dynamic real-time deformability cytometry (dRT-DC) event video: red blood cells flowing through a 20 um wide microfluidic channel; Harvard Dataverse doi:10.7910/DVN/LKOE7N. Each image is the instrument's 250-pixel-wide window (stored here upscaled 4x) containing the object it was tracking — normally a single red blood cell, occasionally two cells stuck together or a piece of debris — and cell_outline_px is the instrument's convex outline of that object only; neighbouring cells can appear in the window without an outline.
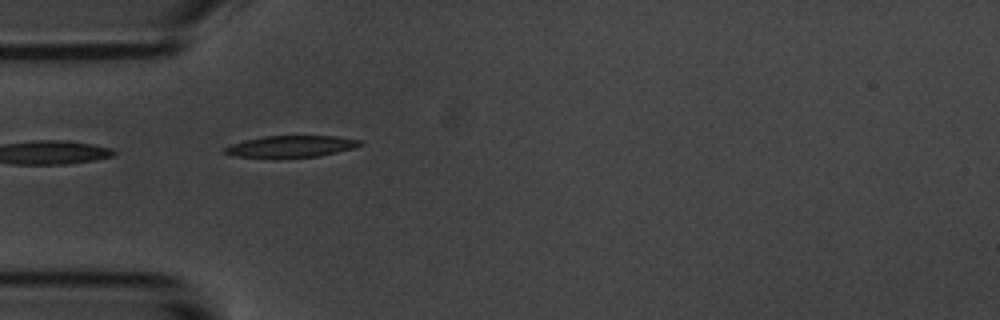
{"species": "common noctule bat (a hibernating species)", "species_latin": "Nyctalus noctula", "temperature_condition": "room temperature", "stored_images_in_passage": 4, "camera_frame_rate_fps": 3000, "um_per_image_px": 0.085, "animal": {"sex": "male", "body_mass_g": 20.1, "forearm_length_mm": 53.5}, "frame": {"image": 1, "passage_image": 2, "time_ms": 1.333, "image_size_px": [1000, 320], "cell_outline_px": [[364, 144], [352, 148], [320, 156], [272, 160], [236, 156], [224, 152], [220, 148], [244, 140], [264, 136], [336, 136], [360, 140]], "centroid_in_image_um": [24.65, 12.48], "position_along_channel_um": 60.3, "area_um2": 17.69}}
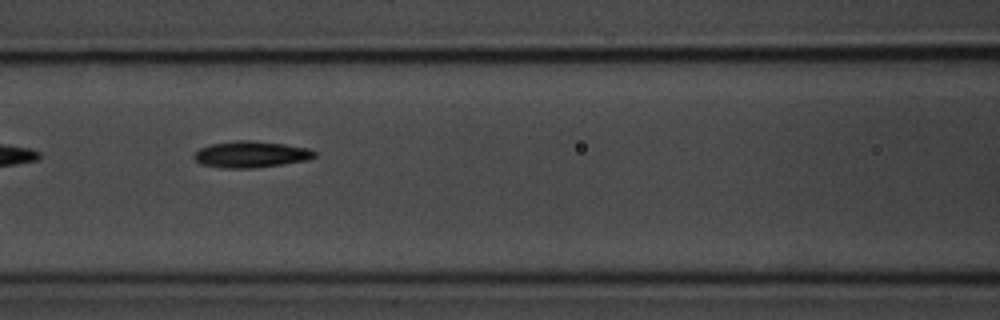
{"frame": {"image": 2, "passage_image": 4, "time_ms": 3.667, "image_size_px": [1000, 320], "cell_outline_px": [[316, 156], [308, 160], [252, 168], [220, 168], [200, 164], [192, 156], [200, 148], [212, 144], [236, 140], [248, 140], [284, 144], [308, 148], [316, 152]], "centroid_in_image_um": [21.31, 13.12], "position_along_channel_um": 145.3, "area_um2": 18.44}}